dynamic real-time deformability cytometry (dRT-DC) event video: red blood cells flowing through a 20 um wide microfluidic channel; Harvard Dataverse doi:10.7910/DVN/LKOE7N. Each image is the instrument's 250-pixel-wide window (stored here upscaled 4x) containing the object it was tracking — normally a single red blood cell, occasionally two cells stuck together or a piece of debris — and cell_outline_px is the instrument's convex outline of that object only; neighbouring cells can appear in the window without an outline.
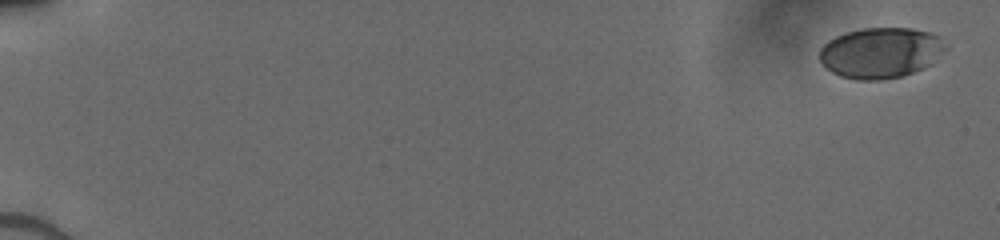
{"species": "human", "species_latin": "Homo sapiens", "temperature_condition": "cold", "stored_images_in_passage": 24, "camera_frame_rate_fps": 3000, "um_per_image_px": 0.085, "donor": {"sex": "male"}, "frame": {"image": 1, "passage_image": 1, "time_ms": 0.0, "image_size_px": [1000, 240], "cell_outline_px": [[948, 48], [924, 68], [900, 76], [880, 80], [856, 80], [840, 76], [832, 72], [820, 60], [820, 48], [828, 40], [844, 32], [864, 28], [912, 28], [932, 32], [940, 36]], "centroid_in_image_um": [74.86, 4.47], "position_along_channel_um": 10.1, "area_um2": 37.22}}
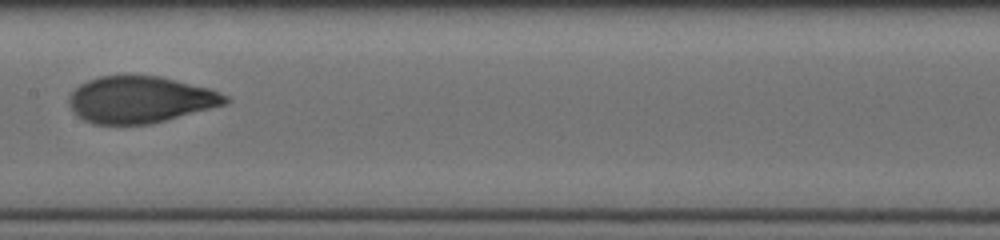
{"frame": {"image": 2, "passage_image": 14, "time_ms": 9.333, "image_size_px": [1000, 240], "cell_outline_px": [[232, 100], [228, 104], [152, 124], [92, 124], [84, 120], [68, 104], [68, 96], [80, 84], [88, 80], [100, 76], [160, 76], [208, 88], [220, 92], [228, 96]], "centroid_in_image_um": [11.96, 8.48], "position_along_channel_um": 195.4, "area_um2": 42.54}}
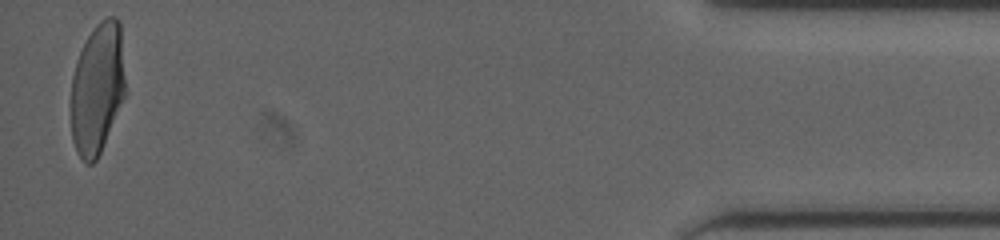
{"frame": {"image": 3, "passage_image": 24, "time_ms": 16.667, "image_size_px": [1000, 240], "cell_outline_px": [[124, 96], [100, 152], [96, 160], [92, 164], [84, 164], [76, 152], [72, 140], [72, 76], [76, 60], [88, 36], [96, 24], [100, 20], [108, 16], [116, 16], [120, 20], [124, 76]], "centroid_in_image_um": [8.26, 7.5], "position_along_channel_um": 426.9, "area_um2": 41.15}}